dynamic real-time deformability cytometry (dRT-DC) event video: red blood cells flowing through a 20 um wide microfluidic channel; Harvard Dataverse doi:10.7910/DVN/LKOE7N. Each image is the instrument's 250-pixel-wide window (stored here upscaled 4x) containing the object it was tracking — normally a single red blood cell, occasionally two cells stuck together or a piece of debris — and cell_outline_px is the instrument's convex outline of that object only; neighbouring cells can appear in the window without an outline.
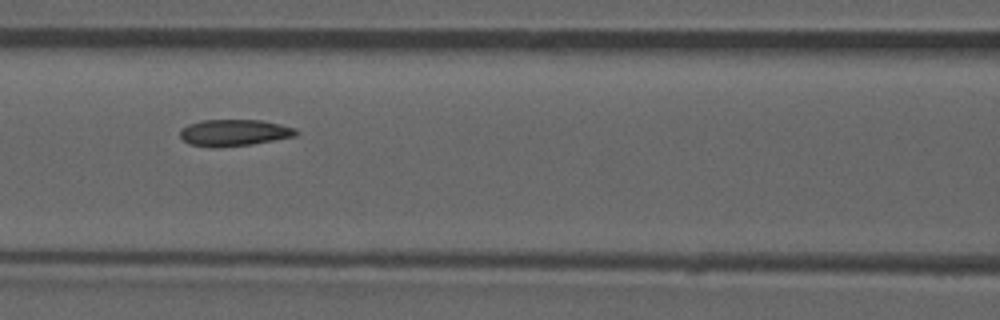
{"species": "common noctule bat (a hibernating species)", "species_latin": "Nyctalus noctula", "temperature_condition": "room temperature", "stored_images_in_passage": 53, "camera_frame_rate_fps": 3000, "um_per_image_px": 0.085, "animal": {"sex": "male", "forearm_length_mm": 52.5}, "frame": {"image": 1, "passage_image": 23, "time_ms": 7.333, "image_size_px": [1000, 320], "cell_outline_px": [[300, 132], [296, 136], [252, 144], [188, 144], [180, 136], [180, 128], [188, 124], [200, 120], [260, 120], [280, 124], [296, 128]], "centroid_in_image_um": [19.96, 11.22], "position_along_channel_um": 146.6, "area_um2": 17.22}, "authors_computed_cell_mechanics": {"area_um2": 18.3226, "velocity_mm_per_s": 3.8992, "shape_relaxation_time_tau1_ms": 10.3925, "shape_relaxation_time_tau2_ms": 1.9886, "deformation_change_tau1": 0.1888, "deformation_change_tau2": 0.0689}}